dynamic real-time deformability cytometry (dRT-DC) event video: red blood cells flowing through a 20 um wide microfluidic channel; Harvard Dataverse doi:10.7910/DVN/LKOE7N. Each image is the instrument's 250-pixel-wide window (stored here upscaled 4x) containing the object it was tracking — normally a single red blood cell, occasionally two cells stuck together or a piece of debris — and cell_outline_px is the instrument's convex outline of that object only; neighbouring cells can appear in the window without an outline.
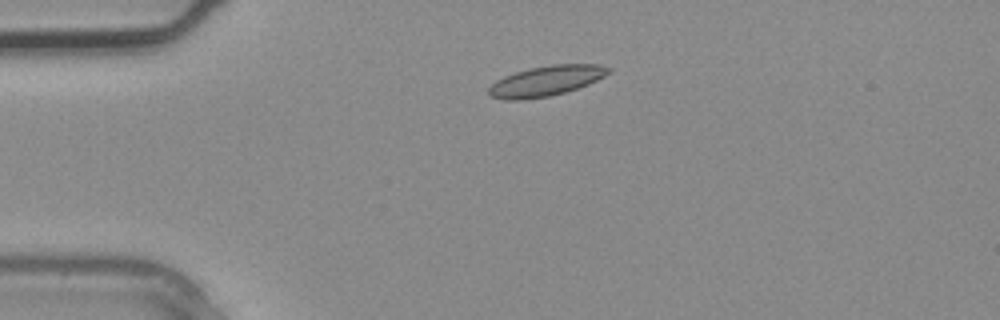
{"species": "common noctule bat (a hibernating species)", "species_latin": "Nyctalus noctula", "temperature_condition": "warm", "stored_images_in_passage": 2, "camera_frame_rate_fps": 3000, "um_per_image_px": 0.085, "animal": {"sex": "male", "body_mass_g": 20.4}, "frame": {"image": 1, "passage_image": 2, "time_ms": 0.333, "image_size_px": [1000, 320], "cell_outline_px": [[612, 72], [588, 84], [564, 92], [548, 96], [524, 100], [504, 100], [488, 96], [488, 88], [496, 80], [504, 76], [528, 68], [552, 64], [596, 64], [612, 68]], "centroid_in_image_um": [46.39, 6.88], "position_along_channel_um": 38.6, "area_um2": 21.15}}